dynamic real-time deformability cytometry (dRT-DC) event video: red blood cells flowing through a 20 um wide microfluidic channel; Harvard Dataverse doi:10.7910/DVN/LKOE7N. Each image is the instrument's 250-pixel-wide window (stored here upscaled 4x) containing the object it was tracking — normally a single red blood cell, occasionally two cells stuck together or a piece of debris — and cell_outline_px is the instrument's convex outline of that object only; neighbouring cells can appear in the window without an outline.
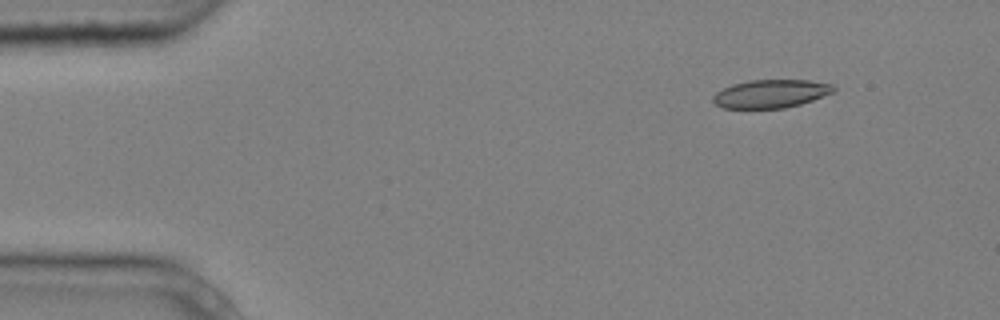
{"species": "common noctule bat (a hibernating species)", "species_latin": "Nyctalus noctula", "temperature_condition": "cold", "stored_images_in_passage": 4, "camera_frame_rate_fps": 3000, "um_per_image_px": 0.085, "animal": {"sex": "male", "body_mass_g": 20.4}, "frame": {"image": 1, "passage_image": 2, "time_ms": 0.333, "image_size_px": [1000, 320], "cell_outline_px": [[836, 88], [832, 92], [812, 100], [800, 104], [784, 108], [724, 108], [716, 104], [712, 100], [712, 96], [716, 92], [732, 84], [748, 80], [808, 80], [832, 84]], "centroid_in_image_um": [65.49, 7.96], "position_along_channel_um": 19.5, "area_um2": 19.71}}
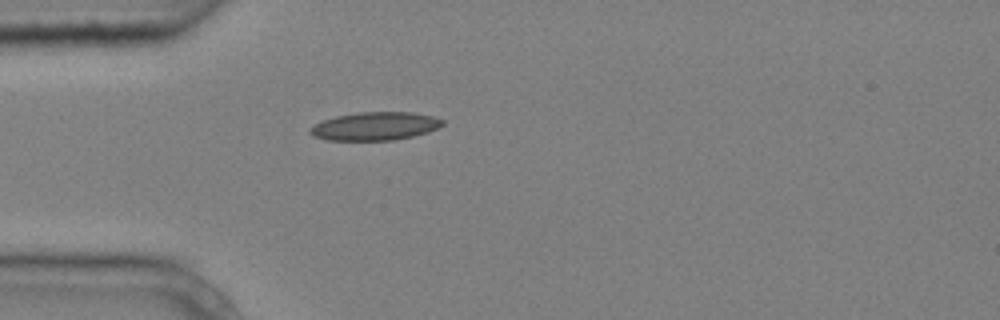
{"frame": {"image": 2, "passage_image": 4, "time_ms": 1.0, "image_size_px": [1000, 320], "cell_outline_px": [[444, 124], [428, 132], [412, 136], [392, 140], [324, 140], [312, 136], [308, 132], [308, 128], [324, 120], [336, 116], [356, 112], [412, 112], [432, 116], [444, 120]], "centroid_in_image_um": [31.84, 10.72], "position_along_channel_um": 53.2, "area_um2": 21.79}}